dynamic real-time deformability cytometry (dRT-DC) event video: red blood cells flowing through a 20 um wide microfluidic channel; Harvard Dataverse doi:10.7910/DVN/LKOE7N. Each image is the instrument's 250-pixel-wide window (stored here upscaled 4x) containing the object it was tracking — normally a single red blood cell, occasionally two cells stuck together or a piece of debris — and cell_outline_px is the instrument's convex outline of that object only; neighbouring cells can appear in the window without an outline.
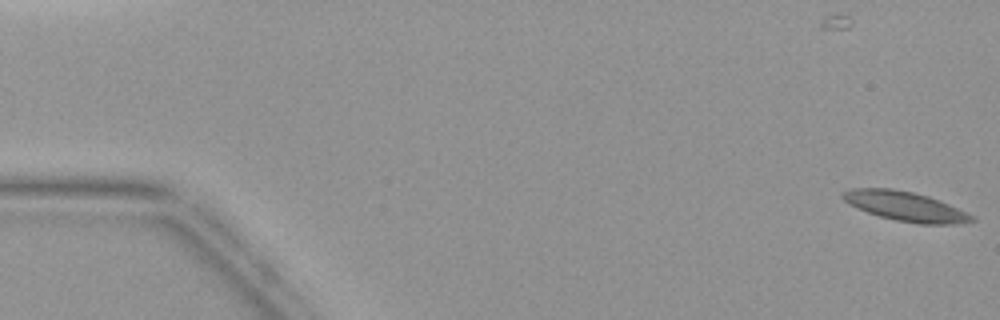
{"species": "common noctule bat (a hibernating species)", "species_latin": "Nyctalus noctula", "temperature_condition": "warm", "stored_images_in_passage": 4, "camera_frame_rate_fps": 3000, "um_per_image_px": 0.085, "animal": {"sex": "female", "body_mass_g": 19.9}, "frame": {"image": 1, "passage_image": 1, "time_ms": 0.0, "image_size_px": [1000, 320], "cell_outline_px": [[976, 220], [956, 224], [916, 224], [896, 220], [880, 216], [868, 212], [848, 204], [840, 196], [840, 192], [852, 188], [892, 188], [912, 192], [928, 196], [940, 200], [976, 216]], "centroid_in_image_um": [76.96, 17.53], "position_along_channel_um": 8.0, "area_um2": 22.31}}